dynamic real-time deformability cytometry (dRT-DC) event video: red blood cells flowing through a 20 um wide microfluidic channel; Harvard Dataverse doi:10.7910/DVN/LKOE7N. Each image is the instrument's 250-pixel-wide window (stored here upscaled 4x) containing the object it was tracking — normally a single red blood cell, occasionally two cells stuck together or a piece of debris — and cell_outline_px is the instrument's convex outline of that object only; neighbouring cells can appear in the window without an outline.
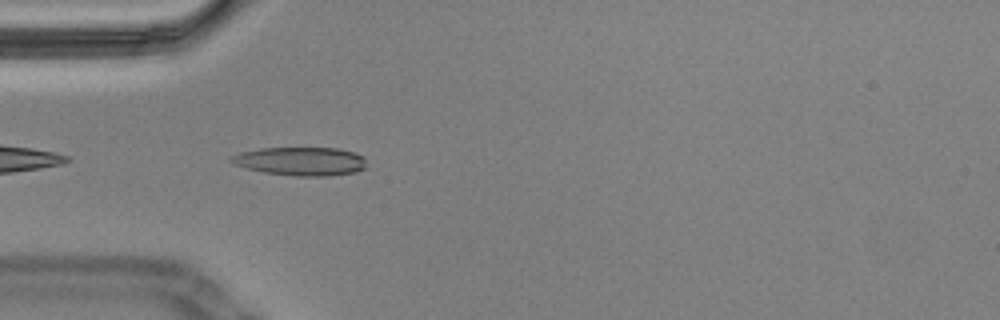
{"species": "Egyptian fruit bat (a non-hibernating species)", "species_latin": "Rousettus aegyptiacus", "temperature_condition": "cold", "stored_images_in_passage": 9, "camera_frame_rate_fps": 3000, "um_per_image_px": 0.085, "animal": {"sex": "male"}, "frame": {"image": 1, "passage_image": 2, "time_ms": 0.333, "image_size_px": [1000, 320], "cell_outline_px": [[364, 168], [356, 172], [328, 176], [296, 176], [264, 172], [248, 168], [236, 164], [228, 160], [228, 156], [240, 152], [260, 148], [340, 148], [356, 152], [364, 156]], "centroid_in_image_um": [25.56, 13.7], "position_along_channel_um": 59.4, "area_um2": 22.54}}
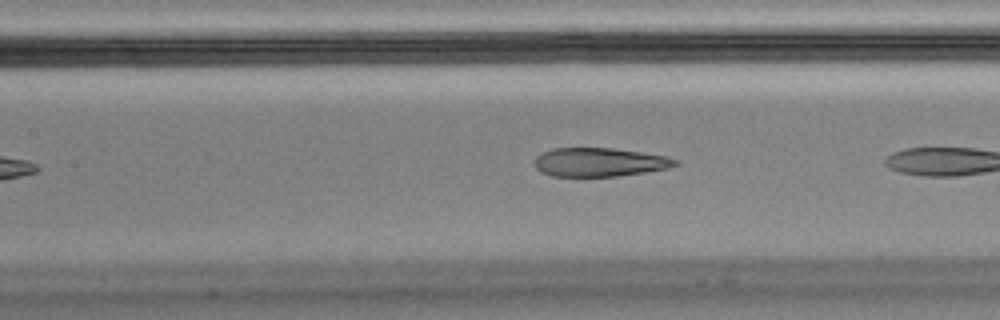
{"frame": {"image": 2, "passage_image": 8, "time_ms": 2.333, "image_size_px": [1000, 320], "cell_outline_px": [[676, 164], [668, 168], [644, 172], [616, 176], [552, 176], [540, 172], [536, 168], [536, 156], [552, 148], [612, 148], [668, 156], [676, 160]], "centroid_in_image_um": [50.93, 13.78], "position_along_channel_um": 156.5, "area_um2": 23.29}}